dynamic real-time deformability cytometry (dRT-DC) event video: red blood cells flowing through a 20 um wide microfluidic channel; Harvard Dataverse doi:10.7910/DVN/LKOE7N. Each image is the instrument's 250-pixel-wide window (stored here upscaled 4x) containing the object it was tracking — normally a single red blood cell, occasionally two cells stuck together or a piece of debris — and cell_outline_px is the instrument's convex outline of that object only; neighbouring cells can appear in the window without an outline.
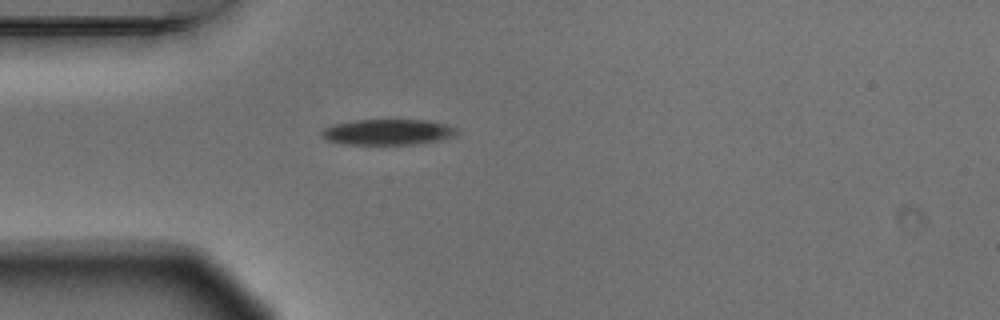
{"species": "Egyptian fruit bat (a non-hibernating species)", "species_latin": "Rousettus aegyptiacus", "temperature_condition": "warm", "stored_images_in_passage": 3, "camera_frame_rate_fps": 3000, "um_per_image_px": 0.085, "animal": {"sex": "male"}, "frame": {"image": 1, "passage_image": 3, "time_ms": 0.667, "image_size_px": [1000, 320], "cell_outline_px": [[460, 132], [456, 136], [440, 140], [412, 144], [344, 144], [328, 140], [320, 136], [320, 132], [324, 128], [332, 124], [356, 120], [428, 120], [444, 124], [456, 128]], "centroid_in_image_um": [32.96, 11.22], "position_along_channel_um": 52.0, "area_um2": 20.29}}